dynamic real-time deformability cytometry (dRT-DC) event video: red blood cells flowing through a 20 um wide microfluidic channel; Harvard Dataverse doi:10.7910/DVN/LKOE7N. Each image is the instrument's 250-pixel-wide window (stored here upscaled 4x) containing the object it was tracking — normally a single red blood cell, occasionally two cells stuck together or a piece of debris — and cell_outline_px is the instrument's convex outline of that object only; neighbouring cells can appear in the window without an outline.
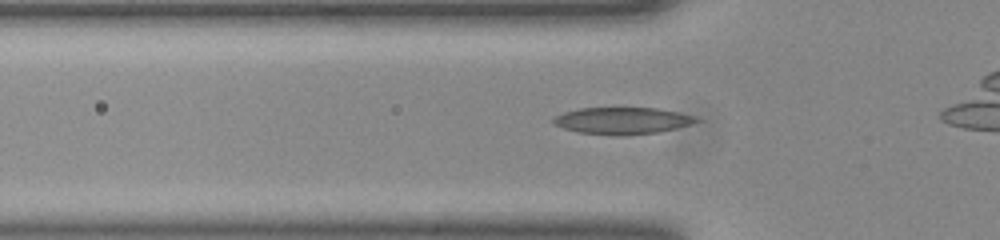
{"species": "common noctule bat (a hibernating species)", "species_latin": "Nyctalus noctula", "temperature_condition": "room temperature", "stored_images_in_passage": 30, "camera_frame_rate_fps": 3000, "um_per_image_px": 0.085, "animal": {"sex": "female", "body_mass_g": 23.0, "forearm_length_mm": 53.4}, "frame": {"image": 1, "passage_image": 12, "time_ms": 3.667, "image_size_px": [1000, 240], "cell_outline_px": [[700, 120], [676, 128], [656, 132], [624, 136], [612, 136], [580, 132], [564, 128], [552, 124], [552, 120], [556, 116], [564, 112], [580, 108], [656, 108], [676, 112], [692, 116]], "centroid_in_image_um": [52.83, 10.27], "position_along_channel_um": 73.0, "area_um2": 22.08}}
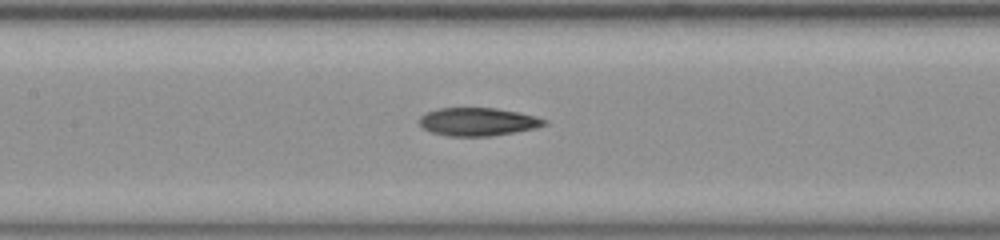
{"frame": {"image": 2, "passage_image": 19, "time_ms": 6.0, "image_size_px": [1000, 240], "cell_outline_px": [[548, 124], [536, 128], [492, 136], [448, 136], [432, 132], [424, 128], [420, 124], [420, 116], [428, 112], [440, 108], [496, 108], [520, 112], [536, 116], [548, 120]], "centroid_in_image_um": [40.68, 10.35], "position_along_channel_um": 166.7, "area_um2": 20.46}}
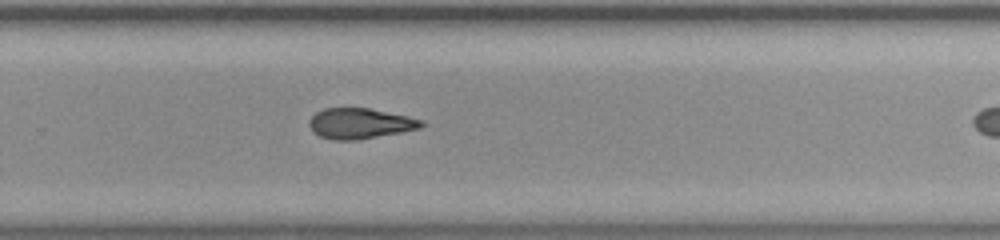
{"frame": {"image": 3, "passage_image": 29, "time_ms": 9.333, "image_size_px": [1000, 240], "cell_outline_px": [[424, 124], [420, 128], [400, 132], [356, 140], [332, 140], [320, 136], [312, 132], [308, 124], [308, 120], [316, 112], [324, 108], [368, 108], [408, 116], [424, 120]], "centroid_in_image_um": [30.56, 10.49], "position_along_channel_um": 299.2, "area_um2": 19.94}}